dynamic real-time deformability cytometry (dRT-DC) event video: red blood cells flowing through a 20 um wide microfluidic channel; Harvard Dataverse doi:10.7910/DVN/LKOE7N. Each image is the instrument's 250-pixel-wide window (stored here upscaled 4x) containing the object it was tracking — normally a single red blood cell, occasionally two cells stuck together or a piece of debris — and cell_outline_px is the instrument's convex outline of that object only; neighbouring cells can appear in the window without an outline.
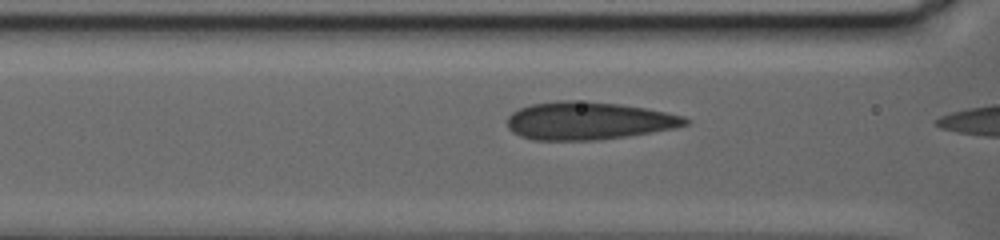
{"species": "human", "species_latin": "Homo sapiens", "temperature_condition": "warm", "stored_images_in_passage": 10, "camera_frame_rate_fps": 3000, "um_per_image_px": 0.085, "donor": {"sex": "female"}, "frame": {"image": 1, "passage_image": 7, "time_ms": 2.0, "image_size_px": [1000, 240], "cell_outline_px": [[688, 124], [676, 128], [628, 136], [600, 140], [532, 140], [520, 136], [512, 132], [508, 128], [508, 116], [512, 112], [520, 108], [532, 104], [556, 100], [572, 100], [616, 104], [644, 108], [684, 116], [688, 120]], "centroid_in_image_um": [49.99, 10.28], "position_along_channel_um": 116.6, "area_um2": 39.13}}